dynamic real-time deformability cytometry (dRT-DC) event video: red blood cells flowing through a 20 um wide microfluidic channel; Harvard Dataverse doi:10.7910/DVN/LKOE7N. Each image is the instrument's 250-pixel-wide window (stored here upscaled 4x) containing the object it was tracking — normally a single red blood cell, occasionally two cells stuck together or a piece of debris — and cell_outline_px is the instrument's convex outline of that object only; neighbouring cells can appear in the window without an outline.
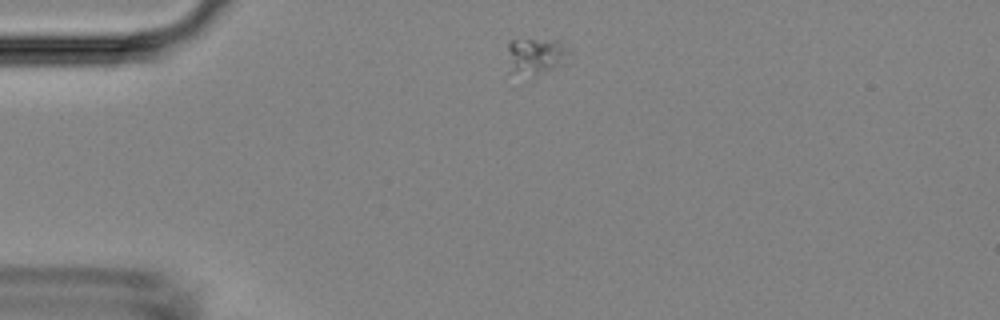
{"species": "Egyptian fruit bat (a non-hibernating species)", "species_latin": "Rousettus aegyptiacus", "temperature_condition": "room temperature", "stored_images_in_passage": 2, "camera_frame_rate_fps": 3000, "um_per_image_px": 0.085, "animal": {"sex": "female"}, "frame": {"image": 1, "passage_image": 1, "time_ms": 0.0, "image_size_px": [1000, 320], "cell_outline_px": [[568, 64], [520, 84], [508, 72], [508, 44], [512, 40], [556, 40], [564, 48]], "centroid_in_image_um": [45.42, 4.97], "position_along_channel_um": 39.6, "area_um2": 14.33}}